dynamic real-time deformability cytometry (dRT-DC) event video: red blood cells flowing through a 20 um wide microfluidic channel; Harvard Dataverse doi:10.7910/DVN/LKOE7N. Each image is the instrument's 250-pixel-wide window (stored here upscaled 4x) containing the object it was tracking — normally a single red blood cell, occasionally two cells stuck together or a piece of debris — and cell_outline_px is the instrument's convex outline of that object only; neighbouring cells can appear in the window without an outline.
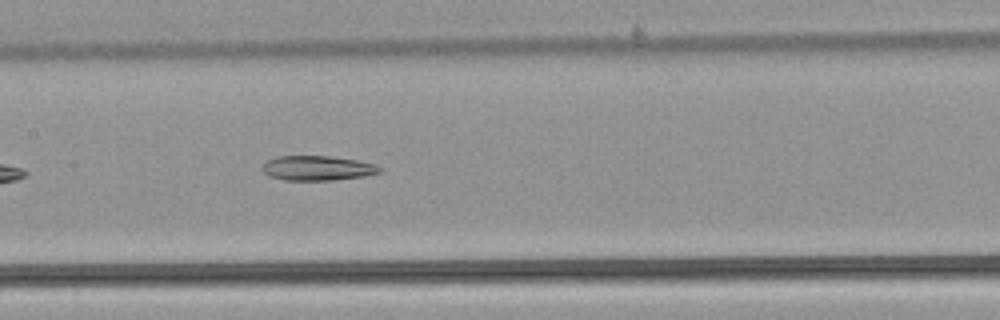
{"species": "common noctule bat (a hibernating species)", "species_latin": "Nyctalus noctula", "temperature_condition": "warm", "stored_images_in_passage": 38, "camera_frame_rate_fps": 3000, "um_per_image_px": 0.085, "animal": {"sex": "male", "body_mass_g": 21.5, "forearm_length_mm": 52.0}, "frame": {"image": 1, "passage_image": 11, "time_ms": 3.333, "image_size_px": [1000, 320], "cell_outline_px": [[380, 172], [364, 176], [332, 180], [284, 180], [268, 176], [260, 168], [268, 160], [276, 156], [328, 156], [356, 160], [376, 164], [380, 168]], "centroid_in_image_um": [26.94, 14.29], "position_along_channel_um": 180.5, "area_um2": 16.82}}
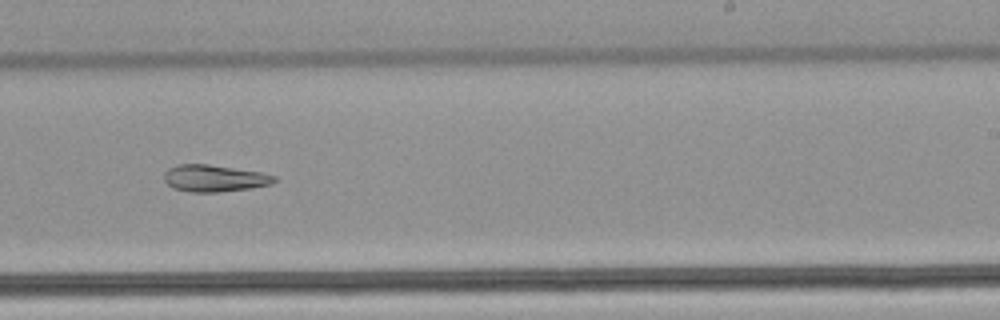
{"frame": {"image": 2, "passage_image": 18, "time_ms": 5.667, "image_size_px": [1000, 320], "cell_outline_px": [[276, 180], [272, 184], [252, 188], [220, 192], [192, 192], [172, 188], [164, 180], [164, 172], [168, 168], [176, 164], [208, 164], [260, 172], [276, 176]], "centroid_in_image_um": [18.2, 15.15], "position_along_channel_um": 270.8, "area_um2": 17.34}}
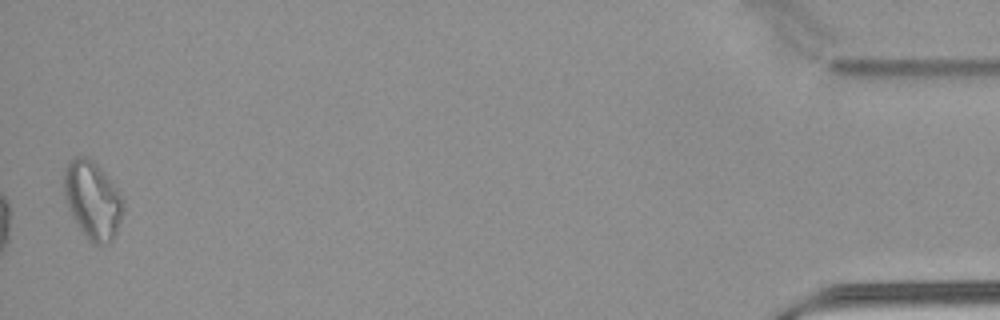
{"frame": {"image": 3, "passage_image": 37, "time_ms": 12.0, "image_size_px": [1000, 320], "cell_outline_px": [[124, 212], [116, 232], [112, 240], [108, 244], [96, 244], [80, 228], [72, 216], [68, 208], [64, 192], [64, 168], [68, 160], [76, 156], [88, 156], [100, 168], [120, 192], [124, 200]], "centroid_in_image_um": [7.88, 16.96], "position_along_channel_um": 427.3, "area_um2": 26.7}}